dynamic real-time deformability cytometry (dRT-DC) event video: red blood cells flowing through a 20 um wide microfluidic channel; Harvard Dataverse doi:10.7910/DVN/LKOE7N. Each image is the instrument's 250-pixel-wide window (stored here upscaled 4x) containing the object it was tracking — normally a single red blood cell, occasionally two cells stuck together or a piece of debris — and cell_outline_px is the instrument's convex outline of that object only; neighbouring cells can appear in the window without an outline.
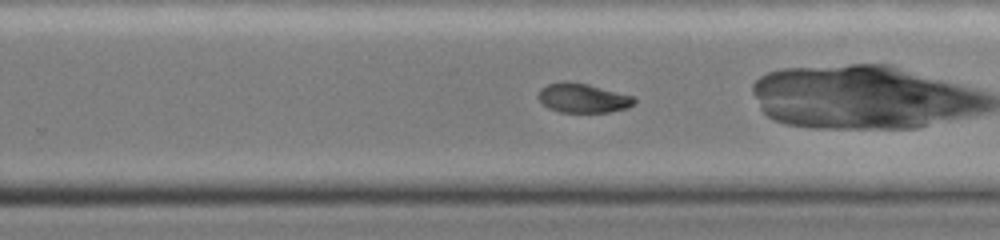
{"species": "common noctule bat (a hibernating species)", "species_latin": "Nyctalus noctula", "temperature_condition": "cold", "stored_images_in_passage": 46, "camera_frame_rate_fps": 3000, "um_per_image_px": 0.085, "animal": {"sex": "female", "body_mass_g": 19.0, "forearm_length_mm": 51.5}, "frame": {"image": 1, "passage_image": 29, "time_ms": 9.333, "image_size_px": [1000, 240], "cell_outline_px": [[636, 100], [628, 108], [608, 112], [560, 112], [548, 108], [536, 96], [540, 88], [548, 84], [564, 80], [588, 84], [636, 96]], "centroid_in_image_um": [49.54, 8.32], "position_along_channel_um": 280.3, "area_um2": 16.59}}
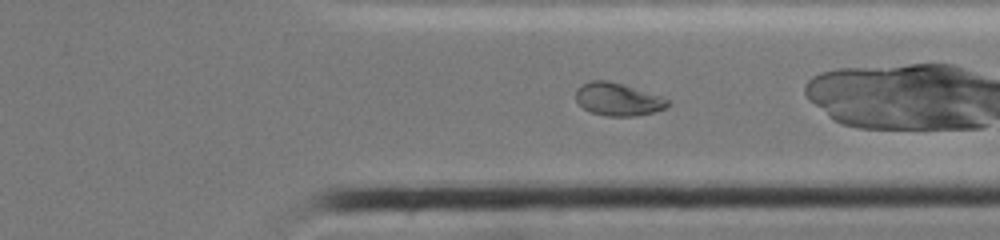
{"frame": {"image": 2, "passage_image": 35, "time_ms": 11.333, "image_size_px": [1000, 240], "cell_outline_px": [[672, 104], [668, 108], [636, 116], [608, 116], [592, 112], [584, 108], [576, 100], [576, 88], [592, 80], [608, 80], [664, 96]], "centroid_in_image_um": [52.58, 8.44], "position_along_channel_um": 358.8, "area_um2": 17.63}}